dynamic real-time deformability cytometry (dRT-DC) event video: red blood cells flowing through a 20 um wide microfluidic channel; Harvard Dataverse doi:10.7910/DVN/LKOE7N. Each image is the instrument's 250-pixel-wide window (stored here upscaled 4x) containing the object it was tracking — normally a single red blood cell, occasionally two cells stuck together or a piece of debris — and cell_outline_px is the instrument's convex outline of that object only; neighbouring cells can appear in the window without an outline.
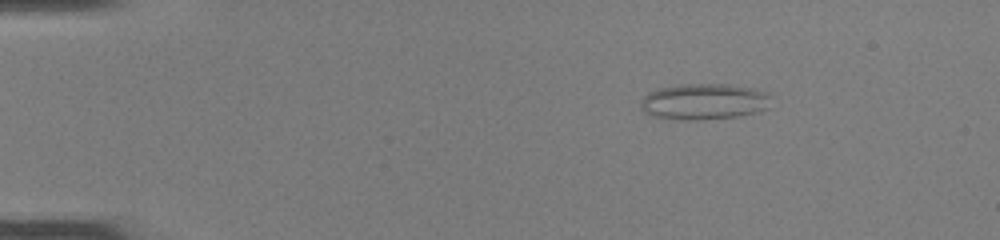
{"species": "common noctule bat (a hibernating species)", "species_latin": "Nyctalus noctula", "temperature_condition": "room temperature", "stored_images_in_passage": 43, "camera_frame_rate_fps": 3000, "um_per_image_px": 0.085, "animal": {"sex": "female", "body_mass_g": 22.0, "forearm_length_mm": 56.7}, "frame": {"image": 1, "passage_image": 1, "time_ms": 0.0, "image_size_px": [1000, 240], "cell_outline_px": [[772, 96], [768, 108], [756, 112], [736, 116], [696, 120], [680, 120], [652, 116], [644, 112], [640, 108], [640, 104], [644, 96], [648, 92], [656, 88], [680, 84], [724, 84], [748, 88], [764, 92]], "centroid_in_image_um": [59.78, 8.64], "position_along_channel_um": 25.2, "area_um2": 27.4}}
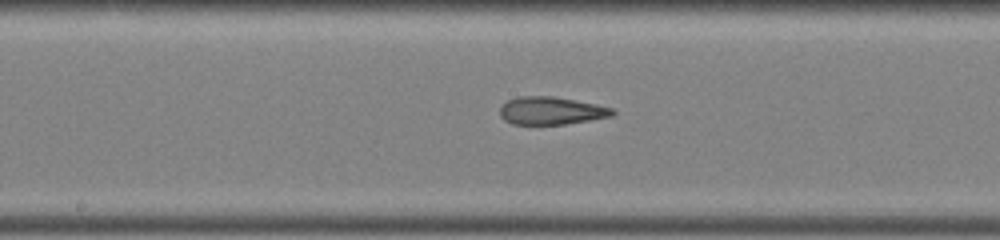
{"frame": {"image": 2, "passage_image": 20, "time_ms": 6.333, "image_size_px": [1000, 240], "cell_outline_px": [[616, 112], [612, 116], [564, 124], [512, 124], [504, 120], [500, 116], [500, 108], [508, 100], [520, 96], [552, 96], [596, 104], [612, 108]], "centroid_in_image_um": [46.84, 9.41], "position_along_channel_um": 201.4, "area_um2": 18.03}}
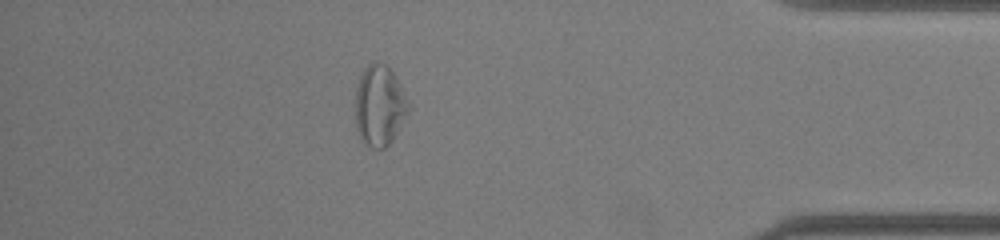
{"frame": {"image": 3, "passage_image": 37, "time_ms": 12.0, "image_size_px": [1000, 240], "cell_outline_px": [[412, 108], [392, 140], [384, 148], [372, 148], [364, 144], [360, 140], [356, 128], [356, 88], [360, 76], [364, 68], [372, 60], [384, 64], [396, 76], [412, 104]], "centroid_in_image_um": [32.29, 8.97], "position_along_channel_um": 402.9, "area_um2": 25.49}, "authors_computed_cell_mechanics": {"area_um2": 20.1144, "velocity_mm_per_s": 4.1337, "shape_relaxation_time_tau1_ms": null, "shape_relaxation_time_tau2_ms": 1.7781, "deformation_change_tau1": null, "deformation_change_tau2": 0.1057}}